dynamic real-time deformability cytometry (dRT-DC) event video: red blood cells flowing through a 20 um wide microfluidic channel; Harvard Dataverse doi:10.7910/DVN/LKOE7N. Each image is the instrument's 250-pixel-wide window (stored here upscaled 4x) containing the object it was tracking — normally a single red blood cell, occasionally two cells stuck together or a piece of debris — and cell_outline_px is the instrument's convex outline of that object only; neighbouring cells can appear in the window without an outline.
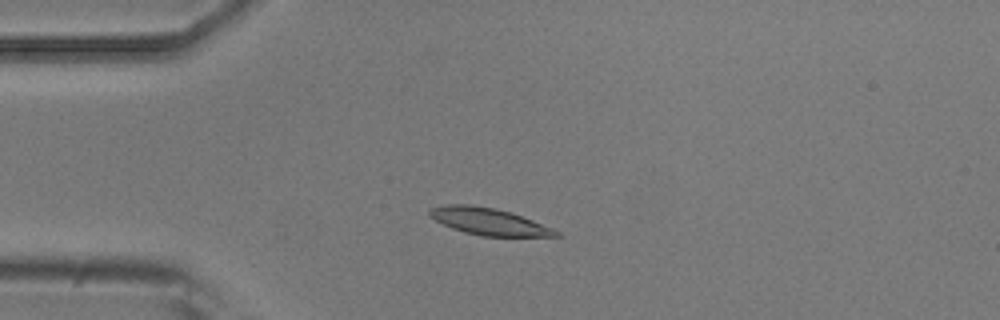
{"species": "common noctule bat (a hibernating species)", "species_latin": "Nyctalus noctula", "temperature_condition": "room temperature", "stored_images_in_passage": 5, "camera_frame_rate_fps": 3000, "um_per_image_px": 0.085, "animal": {"sex": "male", "body_mass_g": 20.5, "forearm_length_mm": 52.5}, "frame": {"image": 1, "passage_image": 3, "time_ms": 2.0, "image_size_px": [1000, 320], "cell_outline_px": [[564, 236], [480, 236], [464, 232], [452, 228], [428, 216], [428, 212], [432, 208], [444, 204], [472, 204], [496, 208], [512, 212], [552, 228], [560, 232]], "centroid_in_image_um": [41.54, 18.82], "position_along_channel_um": 43.5, "area_um2": 19.88}}
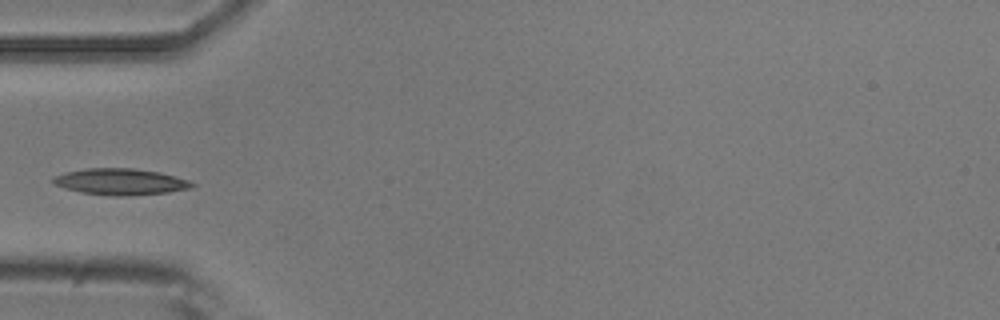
{"frame": {"image": 2, "passage_image": 4, "time_ms": 3.333, "image_size_px": [1000, 320], "cell_outline_px": [[196, 184], [192, 188], [168, 192], [124, 196], [116, 196], [80, 192], [64, 188], [52, 184], [52, 180], [56, 176], [64, 172], [88, 168], [132, 168], [160, 172], [176, 176], [188, 180]], "centroid_in_image_um": [10.24, 15.44], "position_along_channel_um": 74.8, "area_um2": 21.33}}
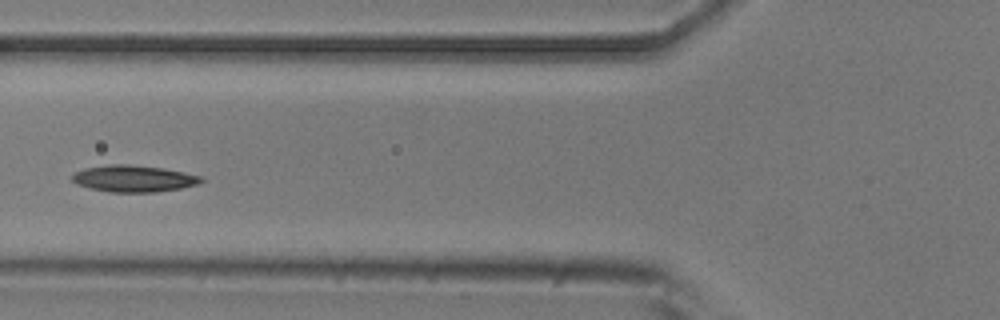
{"frame": {"image": 3, "passage_image": 5, "time_ms": 4.333, "image_size_px": [1000, 320], "cell_outline_px": [[204, 180], [196, 184], [180, 188], [156, 192], [108, 192], [88, 188], [76, 184], [72, 180], [72, 176], [76, 172], [84, 168], [108, 164], [128, 164], [160, 168], [184, 172], [204, 176]], "centroid_in_image_um": [11.34, 15.18], "position_along_channel_um": 114.5, "area_um2": 20.06}}